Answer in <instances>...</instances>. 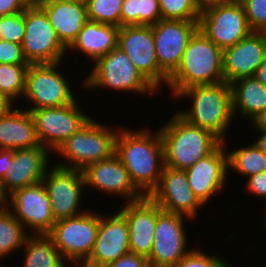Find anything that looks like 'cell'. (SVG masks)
I'll use <instances>...</instances> for the list:
<instances>
[{
	"label": "cell",
	"instance_id": "cell-53",
	"mask_svg": "<svg viewBox=\"0 0 266 267\" xmlns=\"http://www.w3.org/2000/svg\"><path fill=\"white\" fill-rule=\"evenodd\" d=\"M265 212H266V208H265ZM264 214H265V219L261 224H263V225L265 224V226H263V227H266V221H265L266 220V213H264ZM264 229H266V228H264Z\"/></svg>",
	"mask_w": 266,
	"mask_h": 267
},
{
	"label": "cell",
	"instance_id": "cell-48",
	"mask_svg": "<svg viewBox=\"0 0 266 267\" xmlns=\"http://www.w3.org/2000/svg\"><path fill=\"white\" fill-rule=\"evenodd\" d=\"M254 77H256L264 86H266V59L258 67Z\"/></svg>",
	"mask_w": 266,
	"mask_h": 267
},
{
	"label": "cell",
	"instance_id": "cell-14",
	"mask_svg": "<svg viewBox=\"0 0 266 267\" xmlns=\"http://www.w3.org/2000/svg\"><path fill=\"white\" fill-rule=\"evenodd\" d=\"M4 204L29 234L51 232L55 220L42 181L13 191L4 199Z\"/></svg>",
	"mask_w": 266,
	"mask_h": 267
},
{
	"label": "cell",
	"instance_id": "cell-31",
	"mask_svg": "<svg viewBox=\"0 0 266 267\" xmlns=\"http://www.w3.org/2000/svg\"><path fill=\"white\" fill-rule=\"evenodd\" d=\"M28 67L29 64H0V93L14 104L23 98Z\"/></svg>",
	"mask_w": 266,
	"mask_h": 267
},
{
	"label": "cell",
	"instance_id": "cell-36",
	"mask_svg": "<svg viewBox=\"0 0 266 267\" xmlns=\"http://www.w3.org/2000/svg\"><path fill=\"white\" fill-rule=\"evenodd\" d=\"M242 5L250 29L257 32L266 29V0H245Z\"/></svg>",
	"mask_w": 266,
	"mask_h": 267
},
{
	"label": "cell",
	"instance_id": "cell-43",
	"mask_svg": "<svg viewBox=\"0 0 266 267\" xmlns=\"http://www.w3.org/2000/svg\"><path fill=\"white\" fill-rule=\"evenodd\" d=\"M13 150L0 149V183L12 164Z\"/></svg>",
	"mask_w": 266,
	"mask_h": 267
},
{
	"label": "cell",
	"instance_id": "cell-3",
	"mask_svg": "<svg viewBox=\"0 0 266 267\" xmlns=\"http://www.w3.org/2000/svg\"><path fill=\"white\" fill-rule=\"evenodd\" d=\"M158 127L164 149V165L186 170L212 153L222 141L212 132L189 123L177 111Z\"/></svg>",
	"mask_w": 266,
	"mask_h": 267
},
{
	"label": "cell",
	"instance_id": "cell-42",
	"mask_svg": "<svg viewBox=\"0 0 266 267\" xmlns=\"http://www.w3.org/2000/svg\"><path fill=\"white\" fill-rule=\"evenodd\" d=\"M26 8L21 0H0V16L23 12Z\"/></svg>",
	"mask_w": 266,
	"mask_h": 267
},
{
	"label": "cell",
	"instance_id": "cell-25",
	"mask_svg": "<svg viewBox=\"0 0 266 267\" xmlns=\"http://www.w3.org/2000/svg\"><path fill=\"white\" fill-rule=\"evenodd\" d=\"M120 27L88 20L77 38L67 49V57L78 54L91 60L92 66L99 58L117 47ZM72 52L71 54H69ZM75 52V53H74ZM80 53V54H79Z\"/></svg>",
	"mask_w": 266,
	"mask_h": 267
},
{
	"label": "cell",
	"instance_id": "cell-47",
	"mask_svg": "<svg viewBox=\"0 0 266 267\" xmlns=\"http://www.w3.org/2000/svg\"><path fill=\"white\" fill-rule=\"evenodd\" d=\"M14 107V103L0 93V116L6 114Z\"/></svg>",
	"mask_w": 266,
	"mask_h": 267
},
{
	"label": "cell",
	"instance_id": "cell-30",
	"mask_svg": "<svg viewBox=\"0 0 266 267\" xmlns=\"http://www.w3.org/2000/svg\"><path fill=\"white\" fill-rule=\"evenodd\" d=\"M227 151L228 177L231 171L248 178L266 171V154L260 151L252 142L250 145ZM230 151V152H229Z\"/></svg>",
	"mask_w": 266,
	"mask_h": 267
},
{
	"label": "cell",
	"instance_id": "cell-6",
	"mask_svg": "<svg viewBox=\"0 0 266 267\" xmlns=\"http://www.w3.org/2000/svg\"><path fill=\"white\" fill-rule=\"evenodd\" d=\"M80 83L82 89L90 91L113 90L114 92H128L138 94L139 97L153 95L158 92L137 70L133 62L118 46L108 54L99 58L90 67ZM82 85V86H81Z\"/></svg>",
	"mask_w": 266,
	"mask_h": 267
},
{
	"label": "cell",
	"instance_id": "cell-20",
	"mask_svg": "<svg viewBox=\"0 0 266 267\" xmlns=\"http://www.w3.org/2000/svg\"><path fill=\"white\" fill-rule=\"evenodd\" d=\"M108 213L103 216L101 212L96 241L88 260L81 267H104L130 253L126 218L117 209Z\"/></svg>",
	"mask_w": 266,
	"mask_h": 267
},
{
	"label": "cell",
	"instance_id": "cell-40",
	"mask_svg": "<svg viewBox=\"0 0 266 267\" xmlns=\"http://www.w3.org/2000/svg\"><path fill=\"white\" fill-rule=\"evenodd\" d=\"M139 25V0H124L121 8V26Z\"/></svg>",
	"mask_w": 266,
	"mask_h": 267
},
{
	"label": "cell",
	"instance_id": "cell-38",
	"mask_svg": "<svg viewBox=\"0 0 266 267\" xmlns=\"http://www.w3.org/2000/svg\"><path fill=\"white\" fill-rule=\"evenodd\" d=\"M160 19L159 0H139V25L152 26Z\"/></svg>",
	"mask_w": 266,
	"mask_h": 267
},
{
	"label": "cell",
	"instance_id": "cell-44",
	"mask_svg": "<svg viewBox=\"0 0 266 267\" xmlns=\"http://www.w3.org/2000/svg\"><path fill=\"white\" fill-rule=\"evenodd\" d=\"M194 1L200 13L211 7L227 4L226 0H194Z\"/></svg>",
	"mask_w": 266,
	"mask_h": 267
},
{
	"label": "cell",
	"instance_id": "cell-13",
	"mask_svg": "<svg viewBox=\"0 0 266 267\" xmlns=\"http://www.w3.org/2000/svg\"><path fill=\"white\" fill-rule=\"evenodd\" d=\"M117 46L158 92L167 87L169 76L159 67L151 26H121Z\"/></svg>",
	"mask_w": 266,
	"mask_h": 267
},
{
	"label": "cell",
	"instance_id": "cell-8",
	"mask_svg": "<svg viewBox=\"0 0 266 267\" xmlns=\"http://www.w3.org/2000/svg\"><path fill=\"white\" fill-rule=\"evenodd\" d=\"M99 221L100 209L98 212L89 208L81 215L54 223L49 234L69 267H81L88 260L96 241Z\"/></svg>",
	"mask_w": 266,
	"mask_h": 267
},
{
	"label": "cell",
	"instance_id": "cell-28",
	"mask_svg": "<svg viewBox=\"0 0 266 267\" xmlns=\"http://www.w3.org/2000/svg\"><path fill=\"white\" fill-rule=\"evenodd\" d=\"M21 267H68L49 233L28 234Z\"/></svg>",
	"mask_w": 266,
	"mask_h": 267
},
{
	"label": "cell",
	"instance_id": "cell-22",
	"mask_svg": "<svg viewBox=\"0 0 266 267\" xmlns=\"http://www.w3.org/2000/svg\"><path fill=\"white\" fill-rule=\"evenodd\" d=\"M122 204L117 210L126 218L130 253L149 258L154 241L157 203L150 196Z\"/></svg>",
	"mask_w": 266,
	"mask_h": 267
},
{
	"label": "cell",
	"instance_id": "cell-46",
	"mask_svg": "<svg viewBox=\"0 0 266 267\" xmlns=\"http://www.w3.org/2000/svg\"><path fill=\"white\" fill-rule=\"evenodd\" d=\"M250 126L252 129L266 130V109L250 122Z\"/></svg>",
	"mask_w": 266,
	"mask_h": 267
},
{
	"label": "cell",
	"instance_id": "cell-32",
	"mask_svg": "<svg viewBox=\"0 0 266 267\" xmlns=\"http://www.w3.org/2000/svg\"><path fill=\"white\" fill-rule=\"evenodd\" d=\"M124 0H87L88 20L121 27V8Z\"/></svg>",
	"mask_w": 266,
	"mask_h": 267
},
{
	"label": "cell",
	"instance_id": "cell-50",
	"mask_svg": "<svg viewBox=\"0 0 266 267\" xmlns=\"http://www.w3.org/2000/svg\"><path fill=\"white\" fill-rule=\"evenodd\" d=\"M64 2H73V3H79V4H86L87 0H59Z\"/></svg>",
	"mask_w": 266,
	"mask_h": 267
},
{
	"label": "cell",
	"instance_id": "cell-29",
	"mask_svg": "<svg viewBox=\"0 0 266 267\" xmlns=\"http://www.w3.org/2000/svg\"><path fill=\"white\" fill-rule=\"evenodd\" d=\"M28 234L24 225L3 204L0 207V261H5L8 256L21 250Z\"/></svg>",
	"mask_w": 266,
	"mask_h": 267
},
{
	"label": "cell",
	"instance_id": "cell-15",
	"mask_svg": "<svg viewBox=\"0 0 266 267\" xmlns=\"http://www.w3.org/2000/svg\"><path fill=\"white\" fill-rule=\"evenodd\" d=\"M199 29L222 50L234 46L252 32L243 5L234 3L203 11Z\"/></svg>",
	"mask_w": 266,
	"mask_h": 267
},
{
	"label": "cell",
	"instance_id": "cell-23",
	"mask_svg": "<svg viewBox=\"0 0 266 267\" xmlns=\"http://www.w3.org/2000/svg\"><path fill=\"white\" fill-rule=\"evenodd\" d=\"M266 59V45L261 32L252 31L234 46L223 50L224 82L232 84L241 78L254 76Z\"/></svg>",
	"mask_w": 266,
	"mask_h": 267
},
{
	"label": "cell",
	"instance_id": "cell-24",
	"mask_svg": "<svg viewBox=\"0 0 266 267\" xmlns=\"http://www.w3.org/2000/svg\"><path fill=\"white\" fill-rule=\"evenodd\" d=\"M40 7L47 14L58 39L68 49L88 21L86 4L44 0Z\"/></svg>",
	"mask_w": 266,
	"mask_h": 267
},
{
	"label": "cell",
	"instance_id": "cell-18",
	"mask_svg": "<svg viewBox=\"0 0 266 267\" xmlns=\"http://www.w3.org/2000/svg\"><path fill=\"white\" fill-rule=\"evenodd\" d=\"M227 144L229 141L225 140L212 153L185 170L190 188L204 206L228 186Z\"/></svg>",
	"mask_w": 266,
	"mask_h": 267
},
{
	"label": "cell",
	"instance_id": "cell-10",
	"mask_svg": "<svg viewBox=\"0 0 266 267\" xmlns=\"http://www.w3.org/2000/svg\"><path fill=\"white\" fill-rule=\"evenodd\" d=\"M79 103L80 99L66 106L26 109L33 117L40 145L55 152L92 117Z\"/></svg>",
	"mask_w": 266,
	"mask_h": 267
},
{
	"label": "cell",
	"instance_id": "cell-39",
	"mask_svg": "<svg viewBox=\"0 0 266 267\" xmlns=\"http://www.w3.org/2000/svg\"><path fill=\"white\" fill-rule=\"evenodd\" d=\"M245 192L247 191L249 195H253L258 199H266V171L260 172L258 174L252 175L246 178V183L244 186Z\"/></svg>",
	"mask_w": 266,
	"mask_h": 267
},
{
	"label": "cell",
	"instance_id": "cell-33",
	"mask_svg": "<svg viewBox=\"0 0 266 267\" xmlns=\"http://www.w3.org/2000/svg\"><path fill=\"white\" fill-rule=\"evenodd\" d=\"M161 19L199 21L200 12L194 0H159Z\"/></svg>",
	"mask_w": 266,
	"mask_h": 267
},
{
	"label": "cell",
	"instance_id": "cell-51",
	"mask_svg": "<svg viewBox=\"0 0 266 267\" xmlns=\"http://www.w3.org/2000/svg\"><path fill=\"white\" fill-rule=\"evenodd\" d=\"M245 0H226L227 3L242 4Z\"/></svg>",
	"mask_w": 266,
	"mask_h": 267
},
{
	"label": "cell",
	"instance_id": "cell-9",
	"mask_svg": "<svg viewBox=\"0 0 266 267\" xmlns=\"http://www.w3.org/2000/svg\"><path fill=\"white\" fill-rule=\"evenodd\" d=\"M42 182L50 200L55 222L81 215L89 210L87 206L86 209L82 207L84 192L87 190L82 170L51 164Z\"/></svg>",
	"mask_w": 266,
	"mask_h": 267
},
{
	"label": "cell",
	"instance_id": "cell-52",
	"mask_svg": "<svg viewBox=\"0 0 266 267\" xmlns=\"http://www.w3.org/2000/svg\"><path fill=\"white\" fill-rule=\"evenodd\" d=\"M262 33V36L264 38V41H265V45H266V29L260 31Z\"/></svg>",
	"mask_w": 266,
	"mask_h": 267
},
{
	"label": "cell",
	"instance_id": "cell-19",
	"mask_svg": "<svg viewBox=\"0 0 266 267\" xmlns=\"http://www.w3.org/2000/svg\"><path fill=\"white\" fill-rule=\"evenodd\" d=\"M150 197L162 210L185 215L194 222L204 209L189 186L186 171L181 169L164 166L159 185Z\"/></svg>",
	"mask_w": 266,
	"mask_h": 267
},
{
	"label": "cell",
	"instance_id": "cell-26",
	"mask_svg": "<svg viewBox=\"0 0 266 267\" xmlns=\"http://www.w3.org/2000/svg\"><path fill=\"white\" fill-rule=\"evenodd\" d=\"M20 108L15 104L0 116V149L15 150L40 145L31 113Z\"/></svg>",
	"mask_w": 266,
	"mask_h": 267
},
{
	"label": "cell",
	"instance_id": "cell-11",
	"mask_svg": "<svg viewBox=\"0 0 266 267\" xmlns=\"http://www.w3.org/2000/svg\"><path fill=\"white\" fill-rule=\"evenodd\" d=\"M23 54L29 64L67 61V49L58 39L45 11L39 7L24 10Z\"/></svg>",
	"mask_w": 266,
	"mask_h": 267
},
{
	"label": "cell",
	"instance_id": "cell-41",
	"mask_svg": "<svg viewBox=\"0 0 266 267\" xmlns=\"http://www.w3.org/2000/svg\"><path fill=\"white\" fill-rule=\"evenodd\" d=\"M104 267H150L149 260L146 257L128 253L121 256L116 261L108 263Z\"/></svg>",
	"mask_w": 266,
	"mask_h": 267
},
{
	"label": "cell",
	"instance_id": "cell-27",
	"mask_svg": "<svg viewBox=\"0 0 266 267\" xmlns=\"http://www.w3.org/2000/svg\"><path fill=\"white\" fill-rule=\"evenodd\" d=\"M230 86L235 122L238 115L242 120L245 119L250 123L266 109V86L256 77L249 76L238 79L230 84Z\"/></svg>",
	"mask_w": 266,
	"mask_h": 267
},
{
	"label": "cell",
	"instance_id": "cell-4",
	"mask_svg": "<svg viewBox=\"0 0 266 267\" xmlns=\"http://www.w3.org/2000/svg\"><path fill=\"white\" fill-rule=\"evenodd\" d=\"M221 81H224L223 50L198 29L187 44L181 64L169 77L167 88L175 98L189 87Z\"/></svg>",
	"mask_w": 266,
	"mask_h": 267
},
{
	"label": "cell",
	"instance_id": "cell-37",
	"mask_svg": "<svg viewBox=\"0 0 266 267\" xmlns=\"http://www.w3.org/2000/svg\"><path fill=\"white\" fill-rule=\"evenodd\" d=\"M0 64H29L22 45L0 39Z\"/></svg>",
	"mask_w": 266,
	"mask_h": 267
},
{
	"label": "cell",
	"instance_id": "cell-7",
	"mask_svg": "<svg viewBox=\"0 0 266 267\" xmlns=\"http://www.w3.org/2000/svg\"><path fill=\"white\" fill-rule=\"evenodd\" d=\"M61 64L64 65V61L29 64L24 95L21 105L18 106L22 107L23 103H27L28 106L25 104L23 109L60 107L79 100L80 97L74 90L75 86L70 84V78L61 70Z\"/></svg>",
	"mask_w": 266,
	"mask_h": 267
},
{
	"label": "cell",
	"instance_id": "cell-12",
	"mask_svg": "<svg viewBox=\"0 0 266 267\" xmlns=\"http://www.w3.org/2000/svg\"><path fill=\"white\" fill-rule=\"evenodd\" d=\"M185 218L192 222L191 218L166 212L157 204L154 241L148 258L150 267H173L192 250L188 248Z\"/></svg>",
	"mask_w": 266,
	"mask_h": 267
},
{
	"label": "cell",
	"instance_id": "cell-5",
	"mask_svg": "<svg viewBox=\"0 0 266 267\" xmlns=\"http://www.w3.org/2000/svg\"><path fill=\"white\" fill-rule=\"evenodd\" d=\"M121 124L110 126L91 117L54 152L61 157L55 165L83 170L86 166L115 154V141Z\"/></svg>",
	"mask_w": 266,
	"mask_h": 267
},
{
	"label": "cell",
	"instance_id": "cell-45",
	"mask_svg": "<svg viewBox=\"0 0 266 267\" xmlns=\"http://www.w3.org/2000/svg\"><path fill=\"white\" fill-rule=\"evenodd\" d=\"M256 134V139L252 140V143L263 153L266 154V130L254 129ZM258 136V137H257Z\"/></svg>",
	"mask_w": 266,
	"mask_h": 267
},
{
	"label": "cell",
	"instance_id": "cell-17",
	"mask_svg": "<svg viewBox=\"0 0 266 267\" xmlns=\"http://www.w3.org/2000/svg\"><path fill=\"white\" fill-rule=\"evenodd\" d=\"M159 67L170 77L181 64L184 51L199 21L160 19L152 25Z\"/></svg>",
	"mask_w": 266,
	"mask_h": 267
},
{
	"label": "cell",
	"instance_id": "cell-2",
	"mask_svg": "<svg viewBox=\"0 0 266 267\" xmlns=\"http://www.w3.org/2000/svg\"><path fill=\"white\" fill-rule=\"evenodd\" d=\"M174 99L190 101V108L176 110L189 123L212 132L222 142L227 140L228 130L235 121L229 84L221 81L192 86L182 90Z\"/></svg>",
	"mask_w": 266,
	"mask_h": 267
},
{
	"label": "cell",
	"instance_id": "cell-54",
	"mask_svg": "<svg viewBox=\"0 0 266 267\" xmlns=\"http://www.w3.org/2000/svg\"><path fill=\"white\" fill-rule=\"evenodd\" d=\"M4 204V199L0 196V207Z\"/></svg>",
	"mask_w": 266,
	"mask_h": 267
},
{
	"label": "cell",
	"instance_id": "cell-16",
	"mask_svg": "<svg viewBox=\"0 0 266 267\" xmlns=\"http://www.w3.org/2000/svg\"><path fill=\"white\" fill-rule=\"evenodd\" d=\"M82 173L85 188H92V192L97 191L100 195L103 194L102 196L123 198L124 203L143 197L131 182L124 164L116 154L86 166Z\"/></svg>",
	"mask_w": 266,
	"mask_h": 267
},
{
	"label": "cell",
	"instance_id": "cell-35",
	"mask_svg": "<svg viewBox=\"0 0 266 267\" xmlns=\"http://www.w3.org/2000/svg\"><path fill=\"white\" fill-rule=\"evenodd\" d=\"M24 34V11L0 16V39L22 44Z\"/></svg>",
	"mask_w": 266,
	"mask_h": 267
},
{
	"label": "cell",
	"instance_id": "cell-1",
	"mask_svg": "<svg viewBox=\"0 0 266 267\" xmlns=\"http://www.w3.org/2000/svg\"><path fill=\"white\" fill-rule=\"evenodd\" d=\"M154 131L148 127L136 130L121 125L115 141V154L143 196H150L158 187L165 166L161 135L159 129Z\"/></svg>",
	"mask_w": 266,
	"mask_h": 267
},
{
	"label": "cell",
	"instance_id": "cell-21",
	"mask_svg": "<svg viewBox=\"0 0 266 267\" xmlns=\"http://www.w3.org/2000/svg\"><path fill=\"white\" fill-rule=\"evenodd\" d=\"M51 154L42 145L13 150L12 164L0 183V196L5 199L17 189L41 182L52 164Z\"/></svg>",
	"mask_w": 266,
	"mask_h": 267
},
{
	"label": "cell",
	"instance_id": "cell-34",
	"mask_svg": "<svg viewBox=\"0 0 266 267\" xmlns=\"http://www.w3.org/2000/svg\"><path fill=\"white\" fill-rule=\"evenodd\" d=\"M200 250L199 248H192V250L184 256L175 266L173 267H232V263L225 261L221 254L218 256L216 251L212 253Z\"/></svg>",
	"mask_w": 266,
	"mask_h": 267
},
{
	"label": "cell",
	"instance_id": "cell-49",
	"mask_svg": "<svg viewBox=\"0 0 266 267\" xmlns=\"http://www.w3.org/2000/svg\"><path fill=\"white\" fill-rule=\"evenodd\" d=\"M44 0H21L26 7H39Z\"/></svg>",
	"mask_w": 266,
	"mask_h": 267
}]
</instances>
